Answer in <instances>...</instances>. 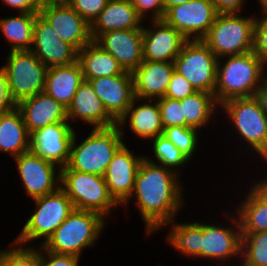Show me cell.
Listing matches in <instances>:
<instances>
[{
	"instance_id": "6da1fadb",
	"label": "cell",
	"mask_w": 267,
	"mask_h": 266,
	"mask_svg": "<svg viewBox=\"0 0 267 266\" xmlns=\"http://www.w3.org/2000/svg\"><path fill=\"white\" fill-rule=\"evenodd\" d=\"M177 174L178 169L165 168L148 157H144L139 166L130 198L135 196L137 199L148 235L162 226L171 225L183 206Z\"/></svg>"
},
{
	"instance_id": "7a4b0ae2",
	"label": "cell",
	"mask_w": 267,
	"mask_h": 266,
	"mask_svg": "<svg viewBox=\"0 0 267 266\" xmlns=\"http://www.w3.org/2000/svg\"><path fill=\"white\" fill-rule=\"evenodd\" d=\"M227 57L223 66L219 59L217 62L214 96L219 106L231 99L255 96L267 65L253 51Z\"/></svg>"
},
{
	"instance_id": "3957f363",
	"label": "cell",
	"mask_w": 267,
	"mask_h": 266,
	"mask_svg": "<svg viewBox=\"0 0 267 266\" xmlns=\"http://www.w3.org/2000/svg\"><path fill=\"white\" fill-rule=\"evenodd\" d=\"M123 128L118 123L111 127L93 128L89 136L76 145L74 135L67 167L71 170L104 176L114 154L124 144Z\"/></svg>"
},
{
	"instance_id": "277c9868",
	"label": "cell",
	"mask_w": 267,
	"mask_h": 266,
	"mask_svg": "<svg viewBox=\"0 0 267 266\" xmlns=\"http://www.w3.org/2000/svg\"><path fill=\"white\" fill-rule=\"evenodd\" d=\"M104 221L96 212L74 209L41 246L54 253L80 257L84 247L94 244L105 226Z\"/></svg>"
},
{
	"instance_id": "5b68a950",
	"label": "cell",
	"mask_w": 267,
	"mask_h": 266,
	"mask_svg": "<svg viewBox=\"0 0 267 266\" xmlns=\"http://www.w3.org/2000/svg\"><path fill=\"white\" fill-rule=\"evenodd\" d=\"M237 14L218 13L202 39L218 59L253 51L256 17L245 18Z\"/></svg>"
},
{
	"instance_id": "8992f818",
	"label": "cell",
	"mask_w": 267,
	"mask_h": 266,
	"mask_svg": "<svg viewBox=\"0 0 267 266\" xmlns=\"http://www.w3.org/2000/svg\"><path fill=\"white\" fill-rule=\"evenodd\" d=\"M60 188L71 199L75 209L93 211L103 218L119 204L111 196L104 176L79 172L67 166L60 169Z\"/></svg>"
},
{
	"instance_id": "52a82bcc",
	"label": "cell",
	"mask_w": 267,
	"mask_h": 266,
	"mask_svg": "<svg viewBox=\"0 0 267 266\" xmlns=\"http://www.w3.org/2000/svg\"><path fill=\"white\" fill-rule=\"evenodd\" d=\"M36 210L28 218L20 235L13 243L24 244L44 236L43 243L55 232L75 209L71 199L59 187L55 192L33 199Z\"/></svg>"
},
{
	"instance_id": "ba28073f",
	"label": "cell",
	"mask_w": 267,
	"mask_h": 266,
	"mask_svg": "<svg viewBox=\"0 0 267 266\" xmlns=\"http://www.w3.org/2000/svg\"><path fill=\"white\" fill-rule=\"evenodd\" d=\"M7 57L8 63L3 68L10 96L16 104L44 92L48 67L31 50L10 51Z\"/></svg>"
},
{
	"instance_id": "9c48e42d",
	"label": "cell",
	"mask_w": 267,
	"mask_h": 266,
	"mask_svg": "<svg viewBox=\"0 0 267 266\" xmlns=\"http://www.w3.org/2000/svg\"><path fill=\"white\" fill-rule=\"evenodd\" d=\"M218 58L202 40H188L173 61L175 71L196 89L214 94Z\"/></svg>"
},
{
	"instance_id": "30bf717a",
	"label": "cell",
	"mask_w": 267,
	"mask_h": 266,
	"mask_svg": "<svg viewBox=\"0 0 267 266\" xmlns=\"http://www.w3.org/2000/svg\"><path fill=\"white\" fill-rule=\"evenodd\" d=\"M238 134L265 160L267 159V115L253 97L231 99L221 104Z\"/></svg>"
},
{
	"instance_id": "8fae6325",
	"label": "cell",
	"mask_w": 267,
	"mask_h": 266,
	"mask_svg": "<svg viewBox=\"0 0 267 266\" xmlns=\"http://www.w3.org/2000/svg\"><path fill=\"white\" fill-rule=\"evenodd\" d=\"M217 14L211 0H191L170 7L163 20L187 40H202L208 34Z\"/></svg>"
},
{
	"instance_id": "7c38bea8",
	"label": "cell",
	"mask_w": 267,
	"mask_h": 266,
	"mask_svg": "<svg viewBox=\"0 0 267 266\" xmlns=\"http://www.w3.org/2000/svg\"><path fill=\"white\" fill-rule=\"evenodd\" d=\"M39 15L51 25L61 40L71 44L77 51L92 41L90 24L68 3L45 1Z\"/></svg>"
},
{
	"instance_id": "4fadbf2b",
	"label": "cell",
	"mask_w": 267,
	"mask_h": 266,
	"mask_svg": "<svg viewBox=\"0 0 267 266\" xmlns=\"http://www.w3.org/2000/svg\"><path fill=\"white\" fill-rule=\"evenodd\" d=\"M74 135L67 121L47 125L30 135V150L62 169L68 164Z\"/></svg>"
},
{
	"instance_id": "5bb4252c",
	"label": "cell",
	"mask_w": 267,
	"mask_h": 266,
	"mask_svg": "<svg viewBox=\"0 0 267 266\" xmlns=\"http://www.w3.org/2000/svg\"><path fill=\"white\" fill-rule=\"evenodd\" d=\"M34 55L48 68L75 63L78 51L69 43L60 39L51 25L39 14L33 27Z\"/></svg>"
},
{
	"instance_id": "9a60e30c",
	"label": "cell",
	"mask_w": 267,
	"mask_h": 266,
	"mask_svg": "<svg viewBox=\"0 0 267 266\" xmlns=\"http://www.w3.org/2000/svg\"><path fill=\"white\" fill-rule=\"evenodd\" d=\"M14 158L25 191L32 199L53 193L60 187L58 184L60 182V169H56V165L44 160L31 150ZM55 172L58 173L57 177H55Z\"/></svg>"
},
{
	"instance_id": "2e32d148",
	"label": "cell",
	"mask_w": 267,
	"mask_h": 266,
	"mask_svg": "<svg viewBox=\"0 0 267 266\" xmlns=\"http://www.w3.org/2000/svg\"><path fill=\"white\" fill-rule=\"evenodd\" d=\"M88 81L108 114L118 123L135 98L132 73L125 71L120 75L100 77Z\"/></svg>"
},
{
	"instance_id": "e0dca14e",
	"label": "cell",
	"mask_w": 267,
	"mask_h": 266,
	"mask_svg": "<svg viewBox=\"0 0 267 266\" xmlns=\"http://www.w3.org/2000/svg\"><path fill=\"white\" fill-rule=\"evenodd\" d=\"M123 144L114 154L104 175L111 196L118 204H126L133 192L139 166L145 156H135Z\"/></svg>"
},
{
	"instance_id": "ac0fdd59",
	"label": "cell",
	"mask_w": 267,
	"mask_h": 266,
	"mask_svg": "<svg viewBox=\"0 0 267 266\" xmlns=\"http://www.w3.org/2000/svg\"><path fill=\"white\" fill-rule=\"evenodd\" d=\"M94 42L114 56L124 71L132 73L144 61L143 29L111 30Z\"/></svg>"
},
{
	"instance_id": "d6986e66",
	"label": "cell",
	"mask_w": 267,
	"mask_h": 266,
	"mask_svg": "<svg viewBox=\"0 0 267 266\" xmlns=\"http://www.w3.org/2000/svg\"><path fill=\"white\" fill-rule=\"evenodd\" d=\"M152 24L155 29L142 28L143 60L173 62L188 40L164 20H155Z\"/></svg>"
},
{
	"instance_id": "ffe728a7",
	"label": "cell",
	"mask_w": 267,
	"mask_h": 266,
	"mask_svg": "<svg viewBox=\"0 0 267 266\" xmlns=\"http://www.w3.org/2000/svg\"><path fill=\"white\" fill-rule=\"evenodd\" d=\"M174 70L173 62L143 61L132 72L135 97L139 101L163 98Z\"/></svg>"
},
{
	"instance_id": "44dd1931",
	"label": "cell",
	"mask_w": 267,
	"mask_h": 266,
	"mask_svg": "<svg viewBox=\"0 0 267 266\" xmlns=\"http://www.w3.org/2000/svg\"><path fill=\"white\" fill-rule=\"evenodd\" d=\"M16 107L30 135L47 125L68 121L67 109L45 92L20 101Z\"/></svg>"
},
{
	"instance_id": "7402d4cb",
	"label": "cell",
	"mask_w": 267,
	"mask_h": 266,
	"mask_svg": "<svg viewBox=\"0 0 267 266\" xmlns=\"http://www.w3.org/2000/svg\"><path fill=\"white\" fill-rule=\"evenodd\" d=\"M231 221L237 225L238 231L216 225L201 223V258L228 260L241 254V231L238 218Z\"/></svg>"
},
{
	"instance_id": "603a6c76",
	"label": "cell",
	"mask_w": 267,
	"mask_h": 266,
	"mask_svg": "<svg viewBox=\"0 0 267 266\" xmlns=\"http://www.w3.org/2000/svg\"><path fill=\"white\" fill-rule=\"evenodd\" d=\"M80 118L94 128L111 127L117 122L108 114L102 101L94 92L89 81L84 80L71 105L67 108V120Z\"/></svg>"
},
{
	"instance_id": "cb8c5ba5",
	"label": "cell",
	"mask_w": 267,
	"mask_h": 266,
	"mask_svg": "<svg viewBox=\"0 0 267 266\" xmlns=\"http://www.w3.org/2000/svg\"><path fill=\"white\" fill-rule=\"evenodd\" d=\"M142 21L131 0H109L90 25L91 38L94 41L100 34L111 30L142 29Z\"/></svg>"
},
{
	"instance_id": "d4e9b609",
	"label": "cell",
	"mask_w": 267,
	"mask_h": 266,
	"mask_svg": "<svg viewBox=\"0 0 267 266\" xmlns=\"http://www.w3.org/2000/svg\"><path fill=\"white\" fill-rule=\"evenodd\" d=\"M83 81L78 61L70 65L50 67L46 74L44 92L67 109Z\"/></svg>"
},
{
	"instance_id": "484cf974",
	"label": "cell",
	"mask_w": 267,
	"mask_h": 266,
	"mask_svg": "<svg viewBox=\"0 0 267 266\" xmlns=\"http://www.w3.org/2000/svg\"><path fill=\"white\" fill-rule=\"evenodd\" d=\"M84 80L123 74L125 71L114 56L102 49L93 40L78 51Z\"/></svg>"
},
{
	"instance_id": "4316f807",
	"label": "cell",
	"mask_w": 267,
	"mask_h": 266,
	"mask_svg": "<svg viewBox=\"0 0 267 266\" xmlns=\"http://www.w3.org/2000/svg\"><path fill=\"white\" fill-rule=\"evenodd\" d=\"M137 100L139 99L135 97L124 117L118 122V125L122 127V125H125L126 119L129 118V126L137 136L143 139H153L162 135L164 128L158 101L156 100L155 104L146 102L133 108Z\"/></svg>"
},
{
	"instance_id": "83f0119b",
	"label": "cell",
	"mask_w": 267,
	"mask_h": 266,
	"mask_svg": "<svg viewBox=\"0 0 267 266\" xmlns=\"http://www.w3.org/2000/svg\"><path fill=\"white\" fill-rule=\"evenodd\" d=\"M30 150V134L20 110L15 107L0 115V151L10 153L12 157Z\"/></svg>"
},
{
	"instance_id": "f1b7e54d",
	"label": "cell",
	"mask_w": 267,
	"mask_h": 266,
	"mask_svg": "<svg viewBox=\"0 0 267 266\" xmlns=\"http://www.w3.org/2000/svg\"><path fill=\"white\" fill-rule=\"evenodd\" d=\"M39 13H20L19 16L0 19V30L12 43L10 51L30 50L33 43V27Z\"/></svg>"
},
{
	"instance_id": "f546056e",
	"label": "cell",
	"mask_w": 267,
	"mask_h": 266,
	"mask_svg": "<svg viewBox=\"0 0 267 266\" xmlns=\"http://www.w3.org/2000/svg\"><path fill=\"white\" fill-rule=\"evenodd\" d=\"M180 103L183 116L186 119V127L194 129L208 125L207 122L218 105L214 94L202 91H197L184 99H180Z\"/></svg>"
},
{
	"instance_id": "4dcf8cb0",
	"label": "cell",
	"mask_w": 267,
	"mask_h": 266,
	"mask_svg": "<svg viewBox=\"0 0 267 266\" xmlns=\"http://www.w3.org/2000/svg\"><path fill=\"white\" fill-rule=\"evenodd\" d=\"M242 203L237 212L241 233L267 231V204L252 191Z\"/></svg>"
},
{
	"instance_id": "1f68e13d",
	"label": "cell",
	"mask_w": 267,
	"mask_h": 266,
	"mask_svg": "<svg viewBox=\"0 0 267 266\" xmlns=\"http://www.w3.org/2000/svg\"><path fill=\"white\" fill-rule=\"evenodd\" d=\"M168 243L188 256L201 257V224H175L169 232Z\"/></svg>"
},
{
	"instance_id": "d6a6232c",
	"label": "cell",
	"mask_w": 267,
	"mask_h": 266,
	"mask_svg": "<svg viewBox=\"0 0 267 266\" xmlns=\"http://www.w3.org/2000/svg\"><path fill=\"white\" fill-rule=\"evenodd\" d=\"M246 266H267V231L241 233V254Z\"/></svg>"
},
{
	"instance_id": "836d02e7",
	"label": "cell",
	"mask_w": 267,
	"mask_h": 266,
	"mask_svg": "<svg viewBox=\"0 0 267 266\" xmlns=\"http://www.w3.org/2000/svg\"><path fill=\"white\" fill-rule=\"evenodd\" d=\"M153 151L155 158L168 169L183 166L189 160L175 145L164 135L153 138Z\"/></svg>"
},
{
	"instance_id": "e575fe53",
	"label": "cell",
	"mask_w": 267,
	"mask_h": 266,
	"mask_svg": "<svg viewBox=\"0 0 267 266\" xmlns=\"http://www.w3.org/2000/svg\"><path fill=\"white\" fill-rule=\"evenodd\" d=\"M188 158H192L197 148V129L183 126L164 128L163 134Z\"/></svg>"
},
{
	"instance_id": "d590c367",
	"label": "cell",
	"mask_w": 267,
	"mask_h": 266,
	"mask_svg": "<svg viewBox=\"0 0 267 266\" xmlns=\"http://www.w3.org/2000/svg\"><path fill=\"white\" fill-rule=\"evenodd\" d=\"M9 250L0 251V266H40V251L20 245Z\"/></svg>"
},
{
	"instance_id": "8d00e7d4",
	"label": "cell",
	"mask_w": 267,
	"mask_h": 266,
	"mask_svg": "<svg viewBox=\"0 0 267 266\" xmlns=\"http://www.w3.org/2000/svg\"><path fill=\"white\" fill-rule=\"evenodd\" d=\"M160 110L163 128L173 126L186 127V119L183 116L180 100L163 97L157 99Z\"/></svg>"
},
{
	"instance_id": "74e56055",
	"label": "cell",
	"mask_w": 267,
	"mask_h": 266,
	"mask_svg": "<svg viewBox=\"0 0 267 266\" xmlns=\"http://www.w3.org/2000/svg\"><path fill=\"white\" fill-rule=\"evenodd\" d=\"M109 0H70L68 4L90 25L100 12L106 7Z\"/></svg>"
},
{
	"instance_id": "f35d334b",
	"label": "cell",
	"mask_w": 267,
	"mask_h": 266,
	"mask_svg": "<svg viewBox=\"0 0 267 266\" xmlns=\"http://www.w3.org/2000/svg\"><path fill=\"white\" fill-rule=\"evenodd\" d=\"M195 92L197 91L192 84L184 76L174 70L164 97L180 100Z\"/></svg>"
},
{
	"instance_id": "ab89813d",
	"label": "cell",
	"mask_w": 267,
	"mask_h": 266,
	"mask_svg": "<svg viewBox=\"0 0 267 266\" xmlns=\"http://www.w3.org/2000/svg\"><path fill=\"white\" fill-rule=\"evenodd\" d=\"M262 11L264 17L255 19L253 52L267 64V7Z\"/></svg>"
},
{
	"instance_id": "60d3db41",
	"label": "cell",
	"mask_w": 267,
	"mask_h": 266,
	"mask_svg": "<svg viewBox=\"0 0 267 266\" xmlns=\"http://www.w3.org/2000/svg\"><path fill=\"white\" fill-rule=\"evenodd\" d=\"M132 5L137 11L138 16L143 20L146 12L153 10L152 21L163 20L165 8L163 0H131Z\"/></svg>"
},
{
	"instance_id": "b9f144b4",
	"label": "cell",
	"mask_w": 267,
	"mask_h": 266,
	"mask_svg": "<svg viewBox=\"0 0 267 266\" xmlns=\"http://www.w3.org/2000/svg\"><path fill=\"white\" fill-rule=\"evenodd\" d=\"M40 247L46 252V258L44 253L40 251V266H78L80 257L71 254H59L48 250H45L41 245Z\"/></svg>"
},
{
	"instance_id": "7bdbcfd3",
	"label": "cell",
	"mask_w": 267,
	"mask_h": 266,
	"mask_svg": "<svg viewBox=\"0 0 267 266\" xmlns=\"http://www.w3.org/2000/svg\"><path fill=\"white\" fill-rule=\"evenodd\" d=\"M17 104L10 96L8 88V77L3 67L0 68V115L13 110Z\"/></svg>"
},
{
	"instance_id": "ee69618b",
	"label": "cell",
	"mask_w": 267,
	"mask_h": 266,
	"mask_svg": "<svg viewBox=\"0 0 267 266\" xmlns=\"http://www.w3.org/2000/svg\"><path fill=\"white\" fill-rule=\"evenodd\" d=\"M46 0H3L8 6L20 10V13H39Z\"/></svg>"
},
{
	"instance_id": "f6af8a7d",
	"label": "cell",
	"mask_w": 267,
	"mask_h": 266,
	"mask_svg": "<svg viewBox=\"0 0 267 266\" xmlns=\"http://www.w3.org/2000/svg\"><path fill=\"white\" fill-rule=\"evenodd\" d=\"M244 0H211L218 13H238Z\"/></svg>"
},
{
	"instance_id": "bcb514c9",
	"label": "cell",
	"mask_w": 267,
	"mask_h": 266,
	"mask_svg": "<svg viewBox=\"0 0 267 266\" xmlns=\"http://www.w3.org/2000/svg\"><path fill=\"white\" fill-rule=\"evenodd\" d=\"M254 97L258 100L260 106L267 115V76L263 77L261 85L258 87Z\"/></svg>"
},
{
	"instance_id": "7dc6e473",
	"label": "cell",
	"mask_w": 267,
	"mask_h": 266,
	"mask_svg": "<svg viewBox=\"0 0 267 266\" xmlns=\"http://www.w3.org/2000/svg\"><path fill=\"white\" fill-rule=\"evenodd\" d=\"M251 191L265 204H267V178L253 185Z\"/></svg>"
},
{
	"instance_id": "c3c4849f",
	"label": "cell",
	"mask_w": 267,
	"mask_h": 266,
	"mask_svg": "<svg viewBox=\"0 0 267 266\" xmlns=\"http://www.w3.org/2000/svg\"><path fill=\"white\" fill-rule=\"evenodd\" d=\"M191 0H163L165 12L172 6H177Z\"/></svg>"
},
{
	"instance_id": "681fc988",
	"label": "cell",
	"mask_w": 267,
	"mask_h": 266,
	"mask_svg": "<svg viewBox=\"0 0 267 266\" xmlns=\"http://www.w3.org/2000/svg\"><path fill=\"white\" fill-rule=\"evenodd\" d=\"M53 3H68L70 0H46Z\"/></svg>"
},
{
	"instance_id": "f907efd6",
	"label": "cell",
	"mask_w": 267,
	"mask_h": 266,
	"mask_svg": "<svg viewBox=\"0 0 267 266\" xmlns=\"http://www.w3.org/2000/svg\"><path fill=\"white\" fill-rule=\"evenodd\" d=\"M259 3L261 4L262 8H266L267 7V0H259Z\"/></svg>"
}]
</instances>
